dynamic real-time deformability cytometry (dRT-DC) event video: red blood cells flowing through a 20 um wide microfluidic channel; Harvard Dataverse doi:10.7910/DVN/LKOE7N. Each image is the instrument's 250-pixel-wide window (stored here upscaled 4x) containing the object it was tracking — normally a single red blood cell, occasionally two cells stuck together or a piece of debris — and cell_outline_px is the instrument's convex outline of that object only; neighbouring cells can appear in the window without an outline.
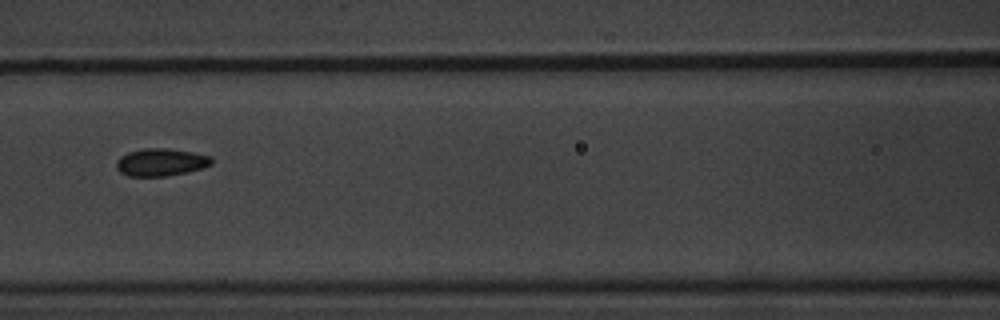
{"species": "common noctule bat (a hibernating species)", "species_latin": "Nyctalus noctula", "temperature_condition": "warm", "stored_images_in_passage": 15, "camera_frame_rate_fps": 3000, "um_per_image_px": 0.085, "animal": {"sex": "male", "body_mass_g": 20.1, "forearm_length_mm": 53.5}, "frame": {"image": 1, "passage_image": 7, "time_ms": 8.667, "image_size_px": [1000, 320], "cell_outline_px": [[212, 164], [188, 172], [168, 176], [128, 176], [120, 172], [116, 168], [116, 160], [120, 156], [128, 152], [144, 148], [168, 148], [192, 152], [212, 156]], "centroid_in_image_um": [13.66, 13.78], "position_along_channel_um": 152.9, "area_um2": 15.37}}
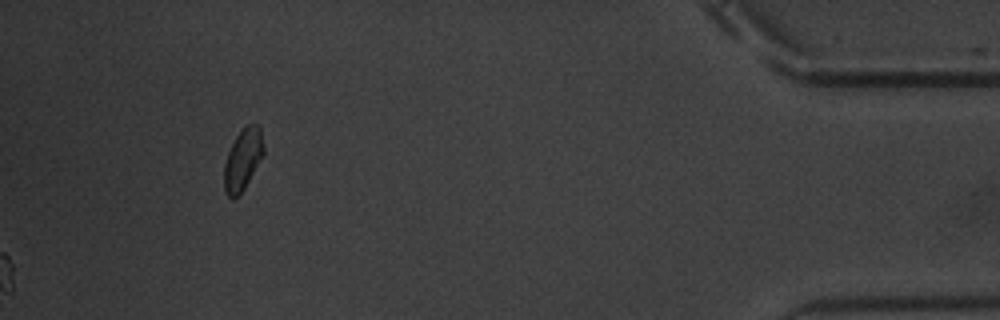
{"frame": {"image": 2, "passage_image": 15, "time_ms": 18.0, "image_size_px": [1000, 320], "cell_outline_px": [[264, 152], [244, 188], [232, 200], [224, 192], [224, 164], [228, 152], [236, 136], [244, 124], [260, 124], [264, 148]], "centroid_in_image_um": [20.63, 13.51], "position_along_channel_um": 414.6, "area_um2": 14.05}, "authors_computed_cell_mechanics": {"area_um2": 15.2592, "velocity_mm_per_s": 3.4196, "shape_relaxation_time_tau1_ms": 1.7354, "shape_relaxation_time_tau2_ms": 9.2451, "deformation_change_tau1": 0.1802, "deformation_change_tau2": 0.1259}}